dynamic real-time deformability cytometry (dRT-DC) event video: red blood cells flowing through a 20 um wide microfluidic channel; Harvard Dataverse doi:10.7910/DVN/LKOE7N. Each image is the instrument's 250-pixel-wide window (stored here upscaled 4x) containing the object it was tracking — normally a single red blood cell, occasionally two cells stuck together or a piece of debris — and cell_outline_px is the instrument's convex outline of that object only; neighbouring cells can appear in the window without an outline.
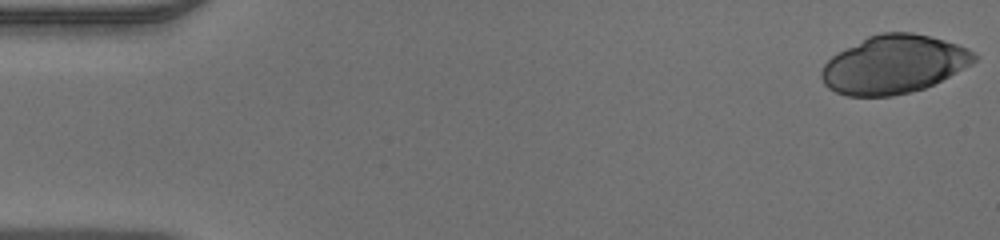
{"species": "human", "species_latin": "Homo sapiens", "temperature_condition": "warm", "stored_images_in_passage": 48, "camera_frame_rate_fps": 3000, "um_per_image_px": 0.085, "donor": {"sex": "male"}, "frame": {"image": 1, "passage_image": 1, "time_ms": 0.0, "image_size_px": [1000, 240], "cell_outline_px": [[980, 56], [972, 64], [924, 88], [912, 92], [892, 96], [848, 96], [836, 92], [828, 88], [824, 84], [820, 76], [820, 72], [824, 64], [832, 56], [868, 36], [880, 32], [912, 32], [944, 40], [968, 48], [976, 52]], "centroid_in_image_um": [75.98, 5.48], "position_along_channel_um": 9.0, "area_um2": 51.73}}
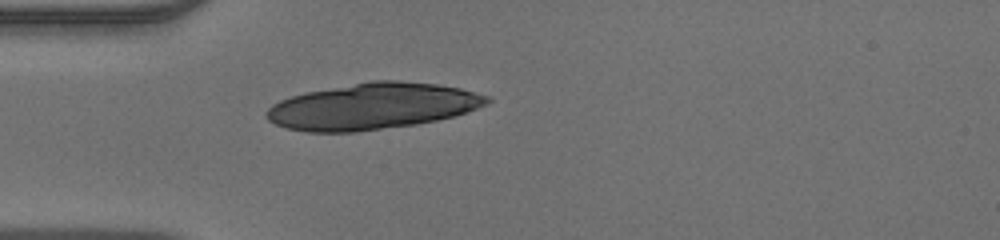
{"frame": {"image": 2, "passage_image": 14, "time_ms": 4.333, "image_size_px": [1000, 240], "cell_outline_px": [[492, 100], [488, 104], [468, 112], [456, 116], [416, 124], [356, 132], [308, 132], [288, 128], [276, 124], [268, 120], [264, 116], [264, 112], [272, 104], [280, 100], [304, 92], [372, 80], [400, 80], [436, 84], [460, 88], [488, 96]], "centroid_in_image_um": [31.66, 9.03], "position_along_channel_um": 53.3, "area_um2": 59.65}}